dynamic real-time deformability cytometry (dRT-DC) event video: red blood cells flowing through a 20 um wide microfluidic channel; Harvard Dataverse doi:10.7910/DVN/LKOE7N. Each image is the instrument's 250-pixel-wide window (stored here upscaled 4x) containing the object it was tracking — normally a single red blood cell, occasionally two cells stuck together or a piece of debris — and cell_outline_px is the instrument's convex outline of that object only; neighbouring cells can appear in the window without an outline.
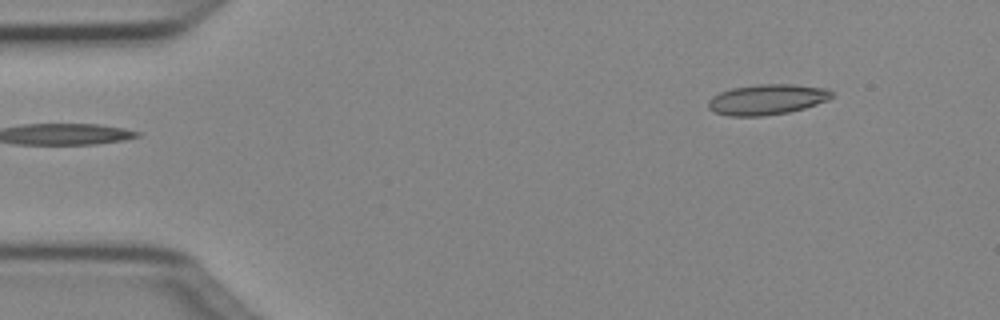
{"species": "Egyptian fruit bat (a non-hibernating species)", "species_latin": "Rousettus aegyptiacus", "temperature_condition": "cold", "stored_images_in_passage": 45, "camera_frame_rate_fps": 3000, "um_per_image_px": 0.085, "animal": {"sex": "female"}, "frame": {"image": 1, "passage_image": 1, "time_ms": 0.0, "image_size_px": [1000, 320], "cell_outline_px": [[832, 96], [828, 100], [804, 108], [788, 112], [764, 116], [728, 116], [716, 112], [708, 108], [708, 100], [712, 96], [720, 92], [732, 88], [756, 84], [792, 84], [828, 88], [832, 92]], "centroid_in_image_um": [65.19, 8.45], "position_along_channel_um": 19.8, "area_um2": 21.96}}
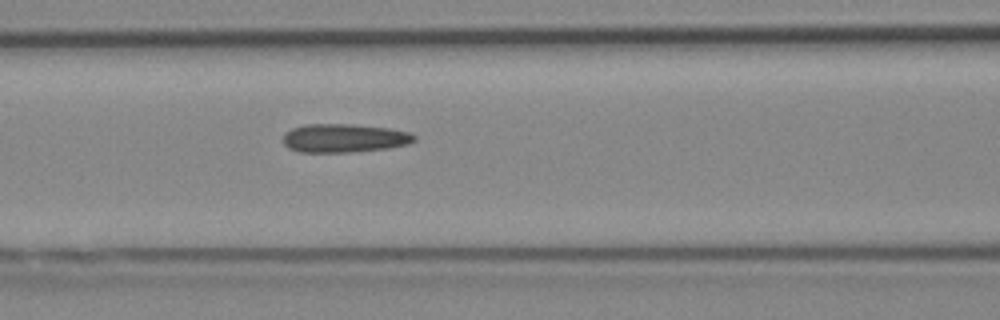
{"frame": {"image": 2, "passage_image": 16, "time_ms": 5.0, "image_size_px": [1000, 320], "cell_outline_px": [[416, 140], [408, 144], [388, 148], [348, 152], [300, 152], [288, 148], [284, 144], [284, 132], [292, 128], [304, 124], [352, 124], [388, 128], [408, 132], [416, 136]], "centroid_in_image_um": [29.23, 11.73], "position_along_channel_um": 137.4, "area_um2": 21.85}}
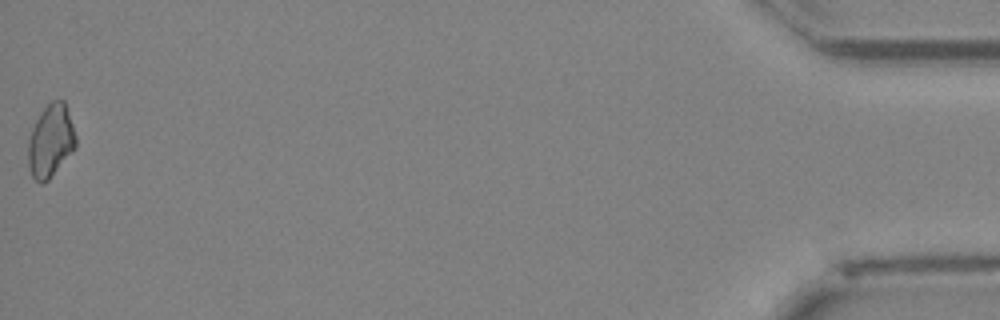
{"frame": {"image": 3, "passage_image": 45, "time_ms": 14.667, "image_size_px": [1000, 320], "cell_outline_px": [[76, 148], [48, 180], [44, 184], [40, 184], [32, 176], [28, 168], [28, 140], [32, 128], [40, 112], [52, 100], [64, 100], [76, 136]], "centroid_in_image_um": [4.3, 12.0], "position_along_channel_um": 430.9, "area_um2": 20.23}, "authors_computed_cell_mechanics": {"area_um2": 20.8658, "velocity_mm_per_s": 4.0598, "shape_relaxation_time_tau1_ms": null, "shape_relaxation_time_tau2_ms": 4.3067, "deformation_change_tau1": null, "deformation_change_tau2": 0.1258}}